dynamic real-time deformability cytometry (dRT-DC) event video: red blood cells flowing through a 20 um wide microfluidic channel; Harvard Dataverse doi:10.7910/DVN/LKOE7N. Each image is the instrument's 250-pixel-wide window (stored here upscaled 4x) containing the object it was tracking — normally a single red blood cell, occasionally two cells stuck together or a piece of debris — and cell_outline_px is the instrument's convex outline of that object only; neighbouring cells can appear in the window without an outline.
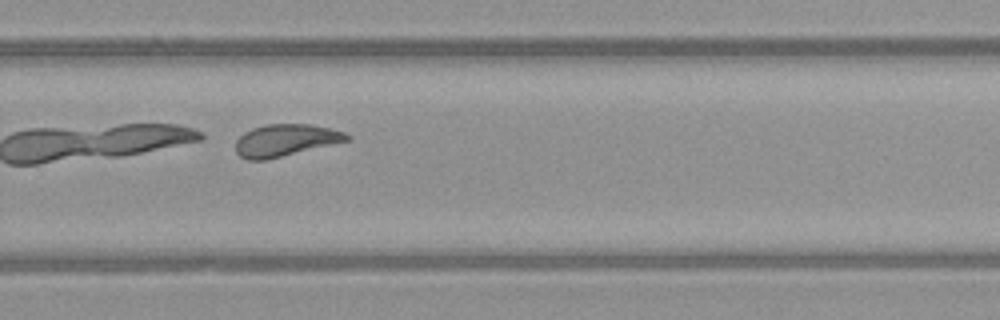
{"species": "common noctule bat (a hibernating species)", "species_latin": "Nyctalus noctula", "temperature_condition": "warm", "stored_images_in_passage": 47, "camera_frame_rate_fps": 3000, "um_per_image_px": 0.085, "animal": {"sex": "female", "body_mass_g": 21.9}, "frame": {"image": 1, "passage_image": 34, "time_ms": 11.0, "image_size_px": [1000, 320], "cell_outline_px": [[352, 140], [268, 160], [248, 160], [240, 156], [236, 152], [236, 140], [244, 132], [252, 128], [268, 124], [312, 124], [344, 132], [352, 136]], "centroid_in_image_um": [24.3, 11.93], "position_along_channel_um": 305.5, "area_um2": 21.04}}